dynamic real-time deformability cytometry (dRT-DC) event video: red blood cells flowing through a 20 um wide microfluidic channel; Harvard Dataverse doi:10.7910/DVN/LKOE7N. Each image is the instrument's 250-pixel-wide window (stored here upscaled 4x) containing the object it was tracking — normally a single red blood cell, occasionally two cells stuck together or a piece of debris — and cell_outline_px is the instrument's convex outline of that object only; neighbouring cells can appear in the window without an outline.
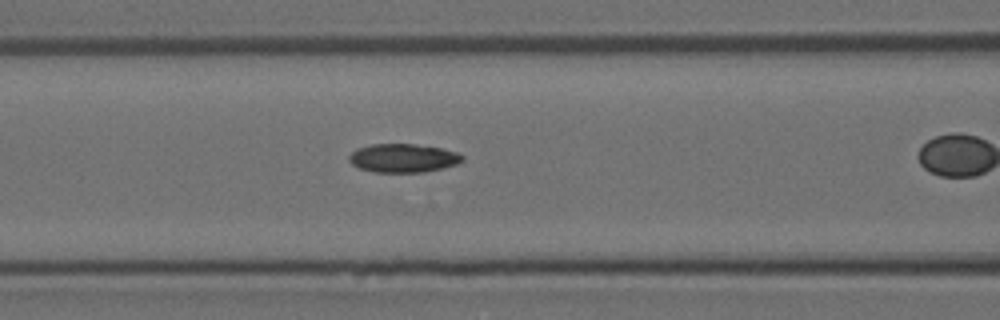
{"species": "Egyptian fruit bat (a non-hibernating species)", "species_latin": "Rousettus aegyptiacus", "temperature_condition": "room temperature", "stored_images_in_passage": 21, "camera_frame_rate_fps": 3000, "um_per_image_px": 0.085, "animal": {"sex": "female"}, "frame": {"image": 1, "passage_image": 18, "time_ms": 5.667, "image_size_px": [1000, 320], "cell_outline_px": [[464, 160], [456, 164], [424, 172], [376, 172], [360, 168], [352, 164], [348, 160], [348, 156], [352, 152], [360, 148], [372, 144], [412, 144], [440, 148], [456, 152], [464, 156]], "centroid_in_image_um": [34.26, 13.44], "position_along_channel_um": 132.3, "area_um2": 18.61}}